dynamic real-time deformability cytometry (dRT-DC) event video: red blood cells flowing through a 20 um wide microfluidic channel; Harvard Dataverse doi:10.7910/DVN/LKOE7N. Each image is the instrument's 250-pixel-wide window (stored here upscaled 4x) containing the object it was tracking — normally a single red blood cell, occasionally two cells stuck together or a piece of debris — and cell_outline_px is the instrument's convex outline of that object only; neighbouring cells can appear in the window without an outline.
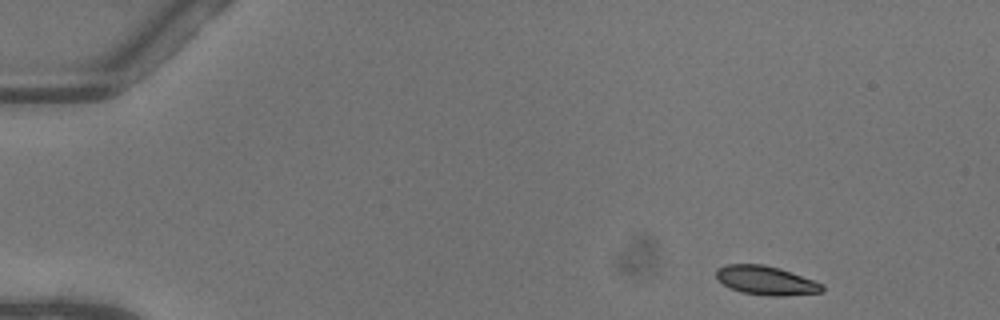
{"species": "common noctule bat (a hibernating species)", "species_latin": "Nyctalus noctula", "temperature_condition": "warm", "stored_images_in_passage": 46, "camera_frame_rate_fps": 3000, "um_per_image_px": 0.085, "animal": {"sex": "female"}, "frame": {"image": 1, "passage_image": 1, "time_ms": 0.0, "image_size_px": [1000, 320], "cell_outline_px": [[824, 292], [784, 296], [768, 296], [740, 292], [716, 280], [716, 268], [724, 264], [764, 264], [780, 268], [812, 280], [820, 284], [824, 288]], "centroid_in_image_um": [65.06, 23.83], "position_along_channel_um": 19.9, "area_um2": 17.92}}
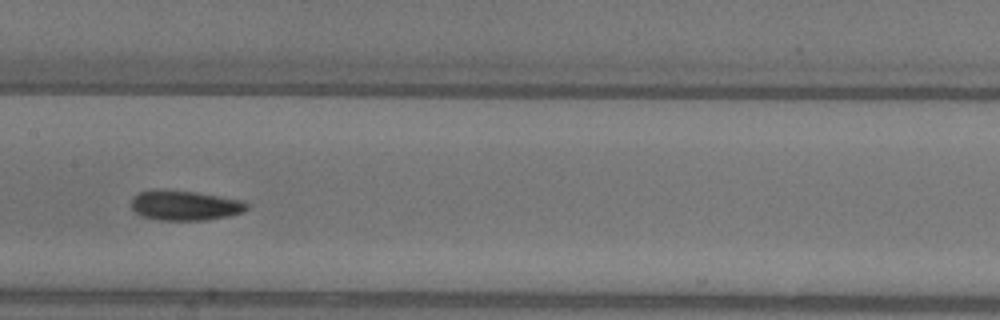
{"frame": {"image": 2, "passage_image": 22, "time_ms": 7.0, "image_size_px": [1000, 320], "cell_outline_px": [[248, 208], [244, 212], [228, 216], [204, 220], [160, 220], [140, 216], [132, 208], [132, 200], [140, 192], [156, 188], [164, 188], [196, 192], [244, 200], [248, 204]], "centroid_in_image_um": [15.73, 17.44], "position_along_channel_um": 191.7, "area_um2": 20.4}}
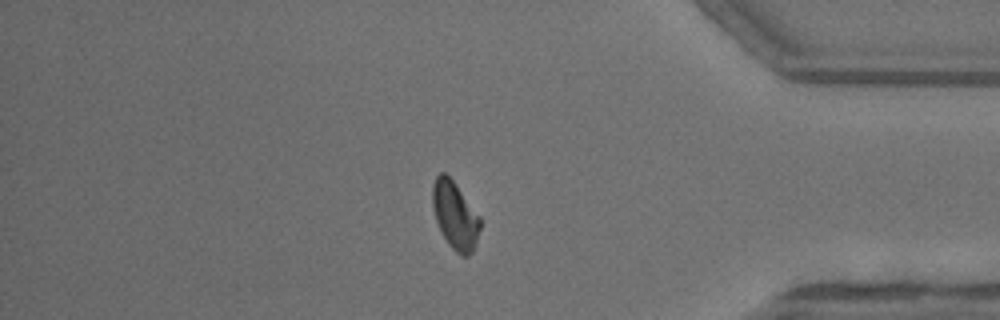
{"frame": {"image": 3, "passage_image": 39, "time_ms": 12.667, "image_size_px": [1000, 320], "cell_outline_px": [[480, 228], [472, 252], [468, 256], [460, 256], [448, 244], [436, 220], [432, 204], [432, 184], [436, 176], [440, 172], [444, 172], [452, 180], [480, 216]], "centroid_in_image_um": [38.67, 18.3], "position_along_channel_um": 396.5, "area_um2": 18.5}, "authors_computed_cell_mechanics": {"area_um2": 18.9006, "velocity_mm_per_s": 4.0725, "shape_relaxation_time_tau1_ms": 3.6024, "shape_relaxation_time_tau2_ms": 3.2508, "deformation_change_tau1": 0.1212, "deformation_change_tau2": 0.0694}}